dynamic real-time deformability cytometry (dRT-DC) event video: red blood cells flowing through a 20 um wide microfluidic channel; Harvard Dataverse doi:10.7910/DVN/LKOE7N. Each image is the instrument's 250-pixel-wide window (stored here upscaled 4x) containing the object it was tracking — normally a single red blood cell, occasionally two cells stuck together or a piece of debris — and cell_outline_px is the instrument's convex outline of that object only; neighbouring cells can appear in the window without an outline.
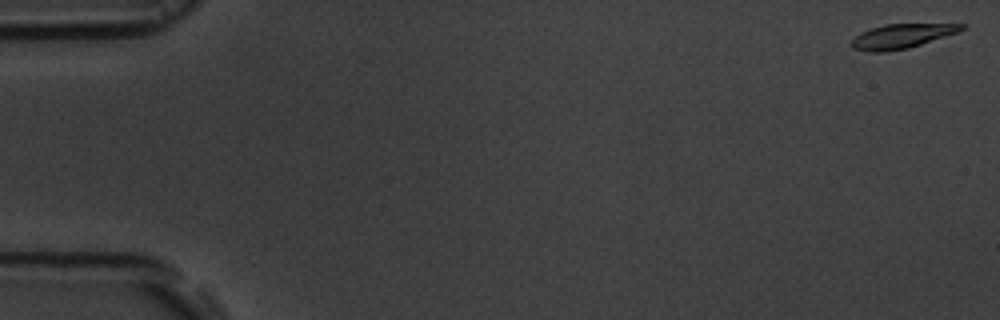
{"species": "common noctule bat (a hibernating species)", "species_latin": "Nyctalus noctula", "temperature_condition": "room temperature", "stored_images_in_passage": 56, "camera_frame_rate_fps": 3000, "um_per_image_px": 0.085, "animal": {"sex": "male", "body_mass_g": 19.5, "forearm_length_mm": 54.6}, "frame": {"image": 1, "passage_image": 1, "time_ms": 0.0, "image_size_px": [1000, 320], "cell_outline_px": [[968, 24], [964, 28], [956, 32], [908, 48], [884, 52], [868, 52], [852, 48], [852, 40], [860, 32], [884, 24]], "centroid_in_image_um": [76.59, 3.07], "position_along_channel_um": 8.4, "area_um2": 15.32}}
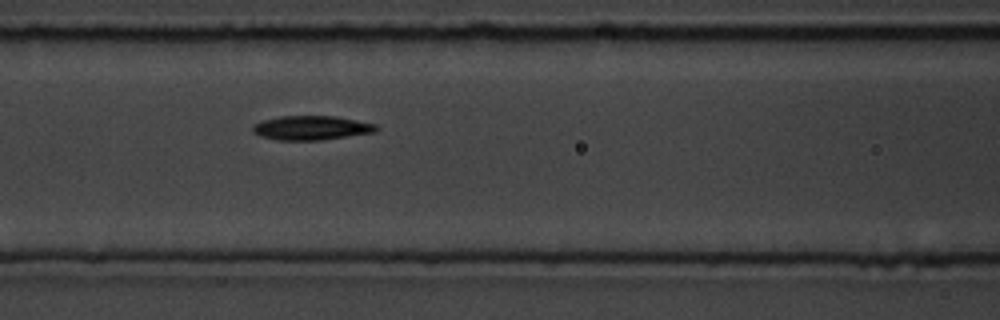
{"frame": {"image": 2, "passage_image": 24, "time_ms": 7.667, "image_size_px": [1000, 320], "cell_outline_px": [[380, 128], [376, 132], [320, 140], [276, 140], [260, 136], [252, 132], [252, 124], [264, 120], [280, 116], [336, 116], [376, 124]], "centroid_in_image_um": [26.46, 10.87], "position_along_channel_um": 140.1, "area_um2": 17.51}}
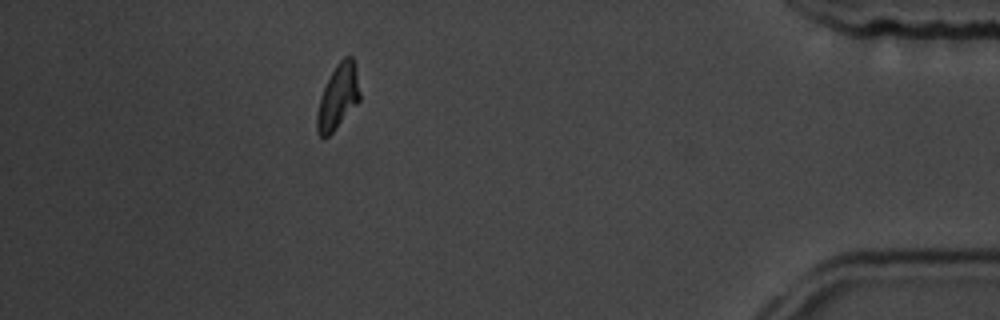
{"frame": {"image": 3, "passage_image": 50, "time_ms": 16.333, "image_size_px": [1000, 320], "cell_outline_px": [[360, 100], [332, 132], [328, 136], [320, 136], [316, 132], [316, 112], [320, 96], [336, 64], [344, 56], [352, 56], [356, 68], [360, 92]], "centroid_in_image_um": [28.72, 8.22], "position_along_channel_um": 406.5, "area_um2": 16.01}, "authors_computed_cell_mechanics": {"area_um2": 16.9065, "velocity_mm_per_s": 3.6507, "shape_relaxation_time_tau1_ms": 5.3002, "shape_relaxation_time_tau2_ms": 8.8982, "deformation_change_tau1": 0.1614, "deformation_change_tau2": 0.1435}}